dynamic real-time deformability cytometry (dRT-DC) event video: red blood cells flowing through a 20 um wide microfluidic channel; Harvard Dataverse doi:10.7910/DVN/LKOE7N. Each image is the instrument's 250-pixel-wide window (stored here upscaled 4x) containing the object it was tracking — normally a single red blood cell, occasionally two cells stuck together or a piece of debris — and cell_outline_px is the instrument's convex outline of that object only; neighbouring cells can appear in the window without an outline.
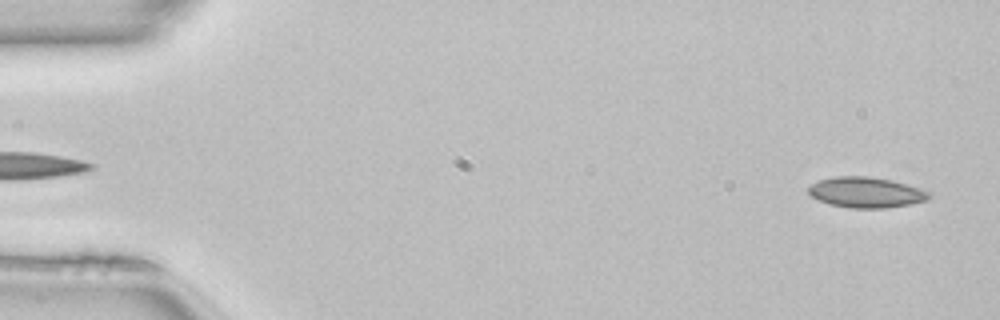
{"species": "common noctule bat (a hibernating species)", "species_latin": "Nyctalus noctula", "temperature_condition": "room temperature", "stored_images_in_passage": 10, "camera_frame_rate_fps": 3000, "um_per_image_px": 0.085, "animal": {"sex": "female", "body_mass_g": 22.7, "forearm_length_mm": 54.2}, "frame": {"image": 1, "passage_image": 2, "time_ms": 0.333, "image_size_px": [1000, 320], "cell_outline_px": [[928, 200], [908, 204], [884, 208], [848, 208], [828, 204], [812, 196], [808, 192], [808, 188], [812, 184], [820, 180], [836, 176], [868, 176], [892, 180], [920, 188], [928, 192]], "centroid_in_image_um": [73.59, 16.35], "position_along_channel_um": 11.4, "area_um2": 21.27}}